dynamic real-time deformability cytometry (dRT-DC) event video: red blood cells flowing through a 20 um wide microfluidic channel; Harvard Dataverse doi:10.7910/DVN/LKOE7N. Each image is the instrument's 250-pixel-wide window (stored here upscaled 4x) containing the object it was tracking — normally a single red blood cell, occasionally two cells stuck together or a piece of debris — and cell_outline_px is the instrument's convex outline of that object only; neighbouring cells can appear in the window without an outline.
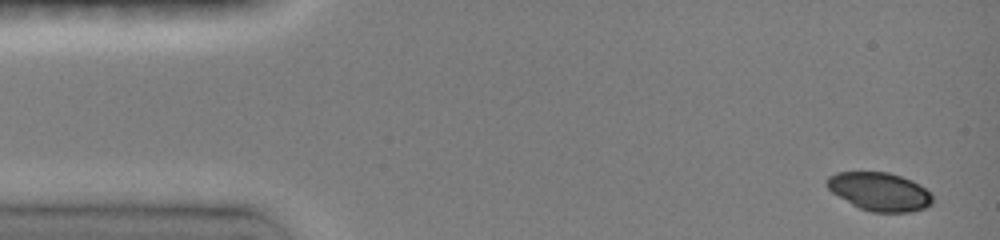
{"species": "common noctule bat (a hibernating species)", "species_latin": "Nyctalus noctula", "temperature_condition": "room temperature", "stored_images_in_passage": 42, "camera_frame_rate_fps": 3000, "um_per_image_px": 0.085, "animal": {"sex": "female", "body_mass_g": 19.0, "forearm_length_mm": 51.5}, "frame": {"image": 1, "passage_image": 1, "time_ms": 0.0, "image_size_px": [1000, 240], "cell_outline_px": [[932, 204], [924, 208], [912, 212], [872, 212], [860, 208], [852, 204], [832, 192], [824, 184], [824, 180], [828, 176], [836, 172], [888, 172], [912, 180], [920, 184], [932, 196]], "centroid_in_image_um": [74.74, 16.28], "position_along_channel_um": 10.3, "area_um2": 23.64}}
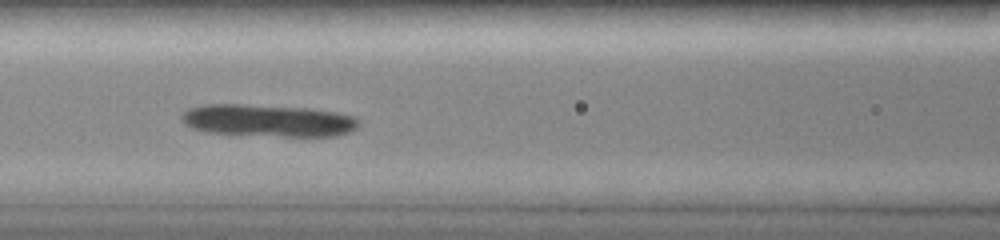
{"frame": {"image": 2, "passage_image": 22, "time_ms": 6.0, "image_size_px": [1000, 240], "cell_outline_px": [[360, 124], [356, 128], [348, 132], [336, 136], [284, 136], [208, 132], [192, 128], [184, 124], [184, 112], [188, 108], [200, 104], [240, 104], [308, 108], [336, 112], [356, 116], [360, 120]], "centroid_in_image_um": [22.83, 10.23], "position_along_channel_um": 143.8, "area_um2": 33.12}}
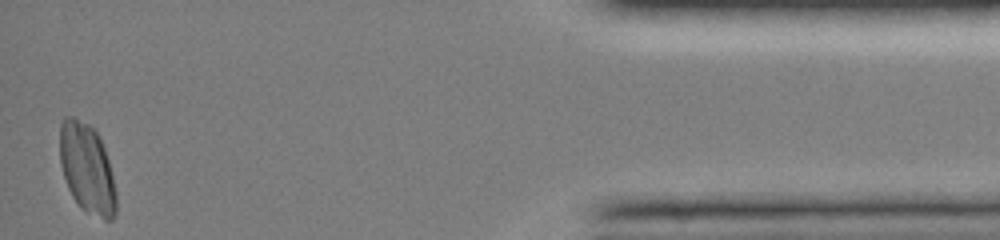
{"frame": {"image": 3, "passage_image": 42, "time_ms": 14.667, "image_size_px": [1000, 240], "cell_outline_px": [[116, 212], [112, 220], [104, 220], [80, 208], [72, 196], [68, 188], [60, 164], [60, 124], [64, 116], [72, 116], [88, 124], [100, 136], [108, 160], [116, 192]], "centroid_in_image_um": [7.39, 14.33], "position_along_channel_um": 427.8, "area_um2": 29.42}}